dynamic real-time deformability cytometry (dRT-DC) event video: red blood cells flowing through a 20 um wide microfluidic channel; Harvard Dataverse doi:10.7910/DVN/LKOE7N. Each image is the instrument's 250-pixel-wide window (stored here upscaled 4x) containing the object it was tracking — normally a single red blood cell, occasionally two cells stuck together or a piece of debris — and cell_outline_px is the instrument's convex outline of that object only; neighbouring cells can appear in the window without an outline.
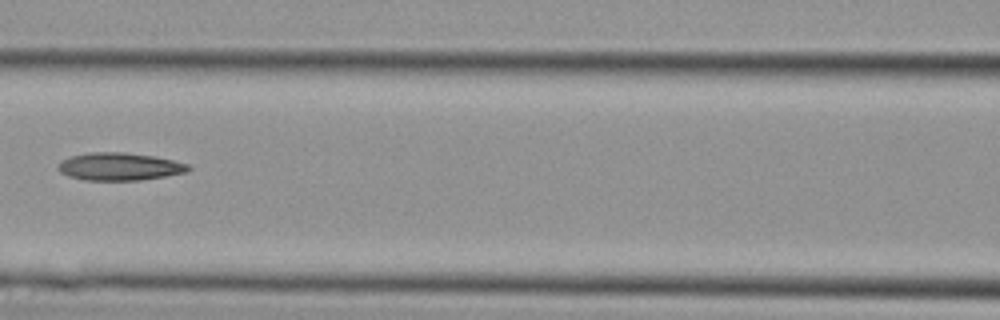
{"species": "Egyptian fruit bat (a non-hibernating species)", "species_latin": "Rousettus aegyptiacus", "temperature_condition": "cold", "stored_images_in_passage": 33, "camera_frame_rate_fps": 3000, "um_per_image_px": 0.085, "animal": {"sex": "female"}, "frame": {"image": 1, "passage_image": 15, "time_ms": 4.667, "image_size_px": [1000, 320], "cell_outline_px": [[192, 168], [188, 172], [140, 180], [84, 180], [68, 176], [60, 172], [56, 168], [56, 164], [60, 160], [72, 156], [92, 152], [124, 152], [152, 156], [172, 160], [188, 164]], "centroid_in_image_um": [10.12, 14.16], "position_along_channel_um": 156.5, "area_um2": 21.04}}
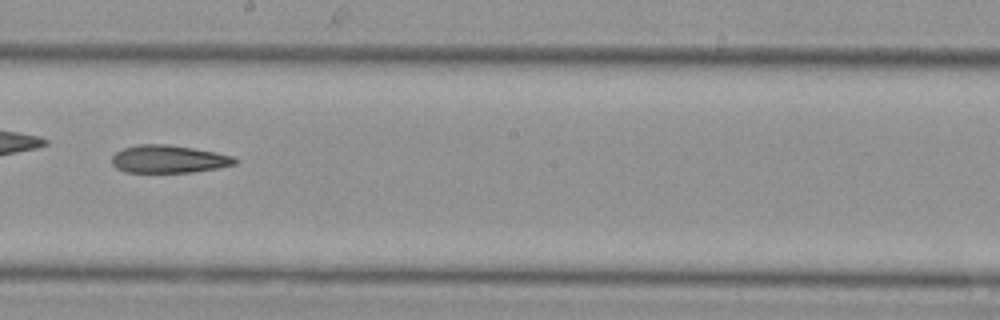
{"frame": {"image": 2, "passage_image": 19, "time_ms": 6.0, "image_size_px": [1000, 320], "cell_outline_px": [[236, 164], [216, 168], [188, 172], [124, 172], [116, 168], [112, 164], [112, 156], [116, 152], [124, 148], [136, 144], [168, 144], [216, 152], [232, 156], [236, 160]], "centroid_in_image_um": [14.29, 13.51], "position_along_channel_um": 233.9, "area_um2": 19.77}}